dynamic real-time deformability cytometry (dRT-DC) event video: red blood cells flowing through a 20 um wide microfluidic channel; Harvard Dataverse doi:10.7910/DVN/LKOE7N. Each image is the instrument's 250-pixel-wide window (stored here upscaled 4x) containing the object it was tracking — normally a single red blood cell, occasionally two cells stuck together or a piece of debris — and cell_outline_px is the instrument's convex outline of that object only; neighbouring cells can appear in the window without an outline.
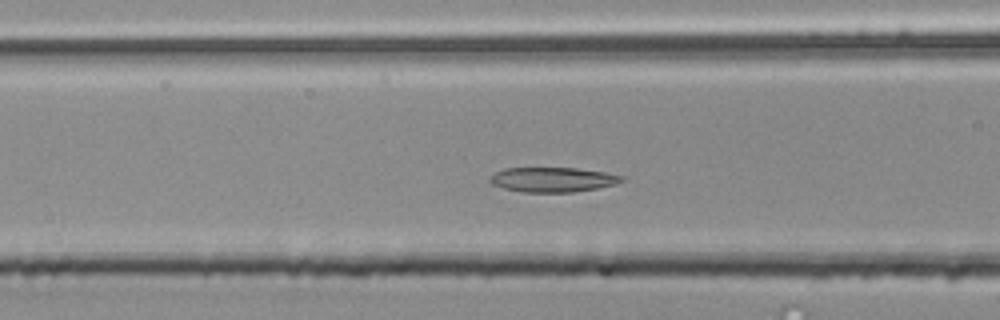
{"species": "common noctule bat (a hibernating species)", "species_latin": "Nyctalus noctula", "temperature_condition": "room temperature", "stored_images_in_passage": 39, "camera_frame_rate_fps": 3000, "um_per_image_px": 0.085, "animal": {"sex": "male", "body_mass_g": 20.4}, "frame": {"image": 1, "passage_image": 7, "time_ms": 2.0, "image_size_px": [1000, 320], "cell_outline_px": [[624, 180], [612, 184], [596, 188], [572, 192], [520, 192], [504, 188], [492, 184], [488, 180], [496, 172], [504, 168], [576, 168], [604, 172], [624, 176]], "centroid_in_image_um": [46.95, 15.26], "position_along_channel_um": 119.7, "area_um2": 18.79}}
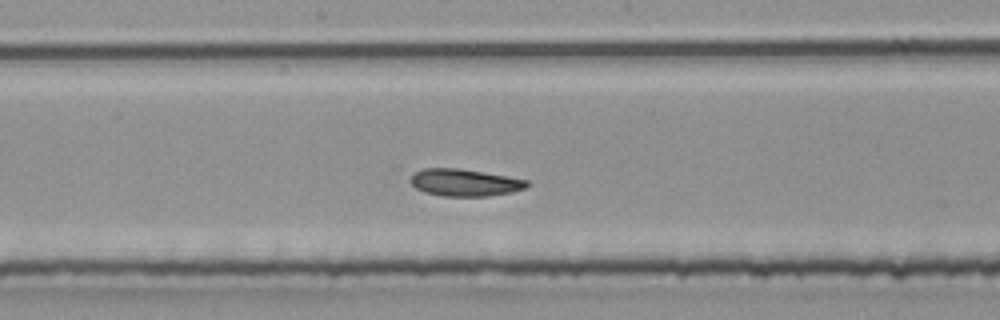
{"frame": {"image": 2, "passage_image": 14, "time_ms": 4.333, "image_size_px": [1000, 320], "cell_outline_px": [[532, 184], [528, 188], [512, 192], [488, 196], [440, 196], [424, 192], [416, 188], [408, 180], [412, 172], [420, 168], [460, 168], [508, 176], [528, 180]], "centroid_in_image_um": [39.49, 15.51], "position_along_channel_um": 208.7, "area_um2": 18.9}}
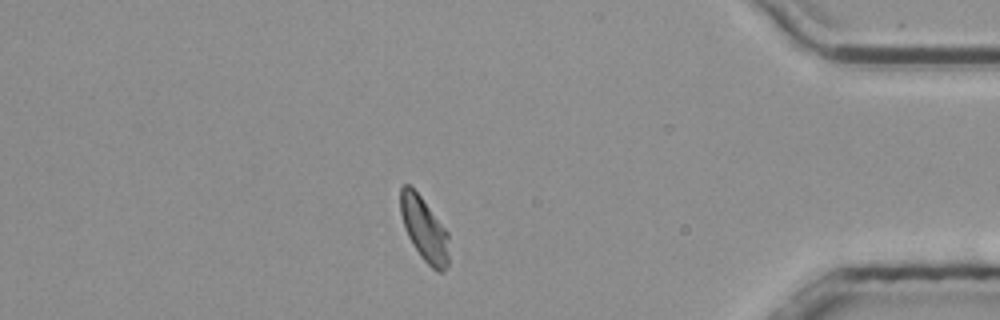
{"frame": {"image": 3, "passage_image": 32, "time_ms": 10.333, "image_size_px": [1000, 320], "cell_outline_px": [[448, 264], [444, 272], [436, 272], [420, 256], [412, 244], [408, 236], [400, 212], [400, 188], [404, 184], [408, 184], [420, 196], [448, 232]], "centroid_in_image_um": [36.06, 19.51], "position_along_channel_um": 399.1, "area_um2": 17.86}, "authors_computed_cell_mechanics": {"area_um2": 18.496, "velocity_mm_per_s": 3.8193, "shape_relaxation_time_tau1_ms": null, "shape_relaxation_time_tau2_ms": 3.4161, "deformation_change_tau1": null, "deformation_change_tau2": 0.0925}}